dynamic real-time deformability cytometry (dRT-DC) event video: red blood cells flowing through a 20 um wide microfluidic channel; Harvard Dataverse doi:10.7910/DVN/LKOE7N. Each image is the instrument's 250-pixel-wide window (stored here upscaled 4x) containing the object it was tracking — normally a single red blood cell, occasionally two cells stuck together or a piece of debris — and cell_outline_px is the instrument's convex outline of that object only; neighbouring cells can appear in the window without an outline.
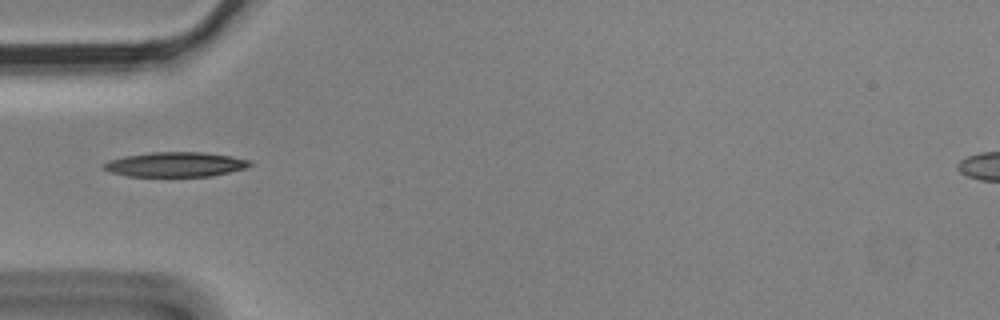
{"species": "Egyptian fruit bat (a non-hibernating species)", "species_latin": "Rousettus aegyptiacus", "temperature_condition": "cold", "stored_images_in_passage": 11, "camera_frame_rate_fps": 3000, "um_per_image_px": 0.085, "animal": {"sex": "male"}, "frame": {"image": 1, "passage_image": 1, "time_ms": 0.0, "image_size_px": [1000, 320], "cell_outline_px": [[252, 164], [248, 168], [212, 176], [128, 176], [108, 172], [100, 168], [100, 164], [108, 160], [124, 156], [152, 152], [204, 152], [228, 156], [248, 160]], "centroid_in_image_um": [14.84, 13.98], "position_along_channel_um": 70.2, "area_um2": 21.21}}
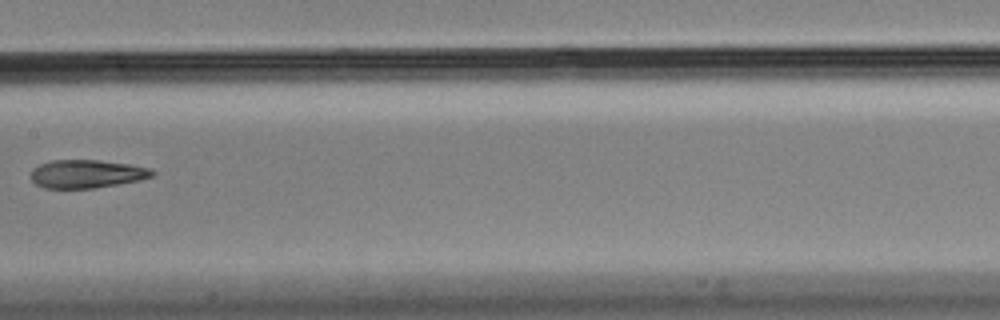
{"frame": {"image": 2, "passage_image": 4, "time_ms": 1.0, "image_size_px": [1000, 320], "cell_outline_px": [[156, 172], [152, 176], [140, 180], [96, 188], [44, 188], [36, 184], [28, 176], [32, 168], [40, 164], [52, 160], [100, 160], [128, 164], [152, 168]], "centroid_in_image_um": [7.35, 14.78], "position_along_channel_um": 200.0, "area_um2": 20.17}}
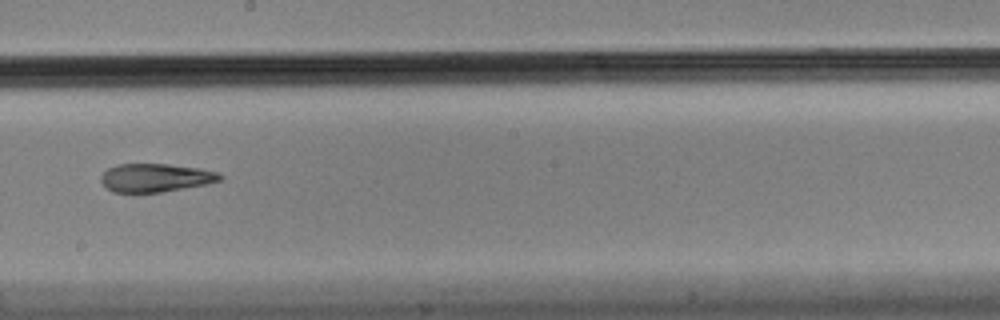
{"frame": {"image": 3, "passage_image": 5, "time_ms": 1.333, "image_size_px": [1000, 320], "cell_outline_px": [[224, 176], [220, 180], [204, 184], [160, 192], [112, 192], [100, 180], [100, 176], [108, 168], [116, 164], [168, 164], [200, 168], [220, 172]], "centroid_in_image_um": [13.22, 15.09], "position_along_channel_um": 235.0, "area_um2": 19.54}}